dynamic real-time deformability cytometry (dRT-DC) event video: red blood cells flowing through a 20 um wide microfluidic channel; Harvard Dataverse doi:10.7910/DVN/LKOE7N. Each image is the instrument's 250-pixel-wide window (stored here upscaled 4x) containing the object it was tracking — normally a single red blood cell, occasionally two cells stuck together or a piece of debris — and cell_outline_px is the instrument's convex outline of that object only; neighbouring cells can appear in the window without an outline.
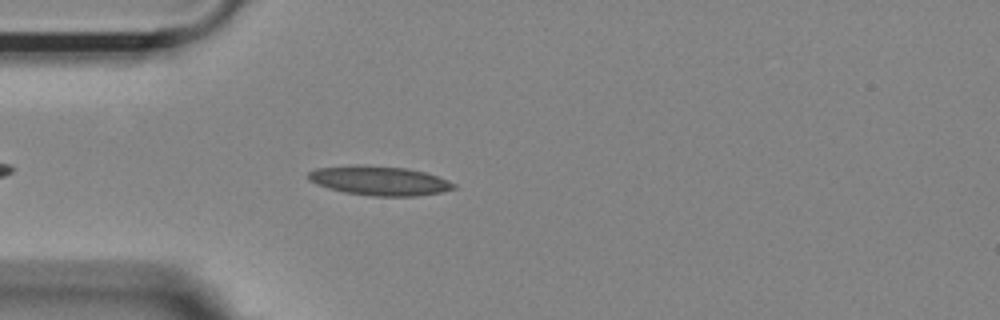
{"species": "Egyptian fruit bat (a non-hibernating species)", "species_latin": "Rousettus aegyptiacus", "temperature_condition": "room temperature", "stored_images_in_passage": 45, "camera_frame_rate_fps": 3000, "um_per_image_px": 0.085, "animal": {"sex": "female"}, "frame": {"image": 1, "passage_image": 6, "time_ms": 1.667, "image_size_px": [1000, 320], "cell_outline_px": [[456, 188], [440, 192], [416, 196], [372, 196], [344, 192], [328, 188], [316, 184], [308, 180], [308, 172], [316, 168], [356, 164], [360, 164], [408, 168], [424, 172], [436, 176], [456, 184]], "centroid_in_image_um": [32.2, 15.35], "position_along_channel_um": 52.8, "area_um2": 24.91}}
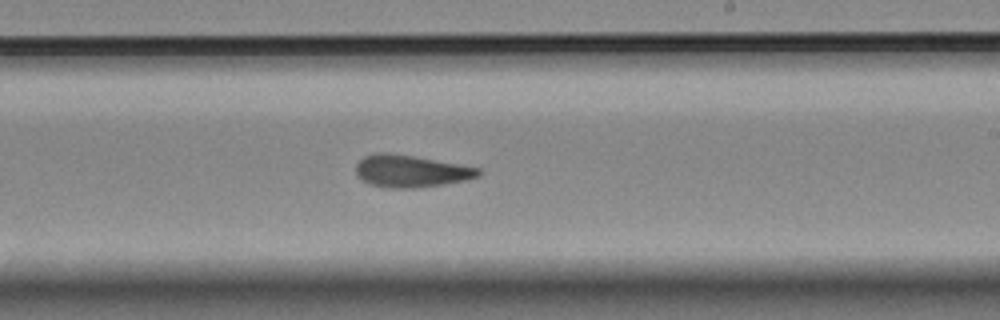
{"frame": {"image": 2, "passage_image": 23, "time_ms": 7.333, "image_size_px": [1000, 320], "cell_outline_px": [[480, 176], [464, 180], [444, 184], [416, 188], [388, 188], [368, 184], [356, 172], [356, 164], [364, 156], [376, 152], [388, 152], [412, 156], [480, 168]], "centroid_in_image_um": [34.89, 14.55], "position_along_channel_um": 254.1, "area_um2": 22.77}}
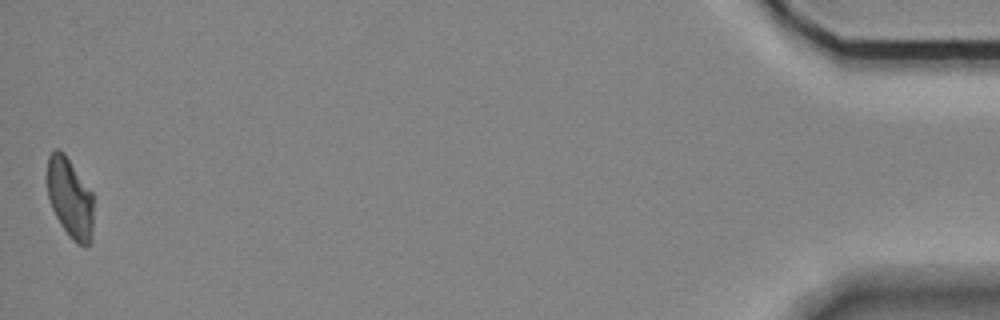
{"frame": {"image": 3, "passage_image": 45, "time_ms": 14.667, "image_size_px": [1000, 320], "cell_outline_px": [[92, 240], [84, 248], [76, 244], [68, 236], [60, 224], [52, 208], [48, 196], [48, 156], [56, 148], [60, 148], [64, 152], [92, 192]], "centroid_in_image_um": [5.95, 16.86], "position_along_channel_um": 429.2, "area_um2": 21.62}, "authors_computed_cell_mechanics": {"area_um2": 22.542, "velocity_mm_per_s": 3.6625, "shape_relaxation_time_tau1_ms": 8.3013, "shape_relaxation_time_tau2_ms": 2.6856, "deformation_change_tau1": 0.2118, "deformation_change_tau2": 0.1154}}